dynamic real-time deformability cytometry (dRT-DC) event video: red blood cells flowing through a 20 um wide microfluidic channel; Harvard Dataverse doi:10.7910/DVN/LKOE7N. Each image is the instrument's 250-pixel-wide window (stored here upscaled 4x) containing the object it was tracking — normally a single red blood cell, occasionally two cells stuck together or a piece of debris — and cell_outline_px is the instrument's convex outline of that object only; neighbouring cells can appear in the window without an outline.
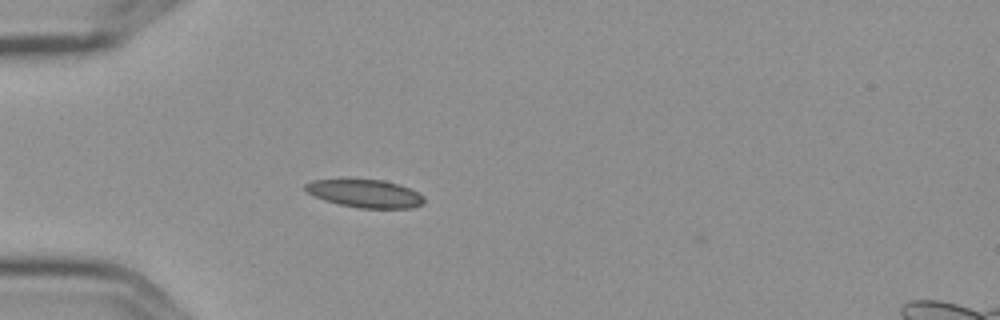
{"species": "Egyptian fruit bat (a non-hibernating species)", "species_latin": "Rousettus aegyptiacus", "temperature_condition": "cold", "stored_images_in_passage": 5, "camera_frame_rate_fps": 3000, "um_per_image_px": 0.085, "frame": {"image": 1, "passage_image": 4, "time_ms": 1.0, "image_size_px": [1000, 320], "cell_outline_px": [[424, 204], [412, 208], [360, 208], [340, 204], [324, 200], [308, 192], [304, 188], [304, 184], [312, 180], [384, 180], [400, 184], [420, 192], [424, 196]], "centroid_in_image_um": [31.1, 16.45], "position_along_channel_um": 53.9, "area_um2": 19.31}}